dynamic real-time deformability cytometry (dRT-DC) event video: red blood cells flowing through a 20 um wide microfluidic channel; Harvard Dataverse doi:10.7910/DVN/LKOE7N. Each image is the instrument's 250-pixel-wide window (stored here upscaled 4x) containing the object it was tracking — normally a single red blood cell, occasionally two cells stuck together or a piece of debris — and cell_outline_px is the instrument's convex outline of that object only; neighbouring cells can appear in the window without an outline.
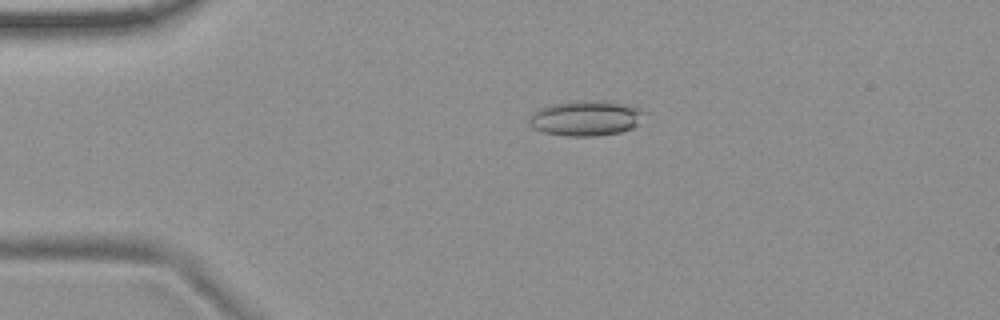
{"species": "common noctule bat (a hibernating species)", "species_latin": "Nyctalus noctula", "temperature_condition": "room temperature", "stored_images_in_passage": 54, "camera_frame_rate_fps": 3000, "um_per_image_px": 0.085, "animal": {"sex": "female", "body_mass_g": 19.9}, "frame": {"image": 1, "passage_image": 12, "time_ms": 3.667, "image_size_px": [1000, 320], "cell_outline_px": [[648, 112], [632, 128], [620, 132], [596, 136], [564, 136], [544, 132], [532, 128], [528, 124], [528, 116], [532, 112], [548, 104], [576, 100], [612, 100], [640, 108]], "centroid_in_image_um": [49.77, 10.02], "position_along_channel_um": 35.2, "area_um2": 24.28}}
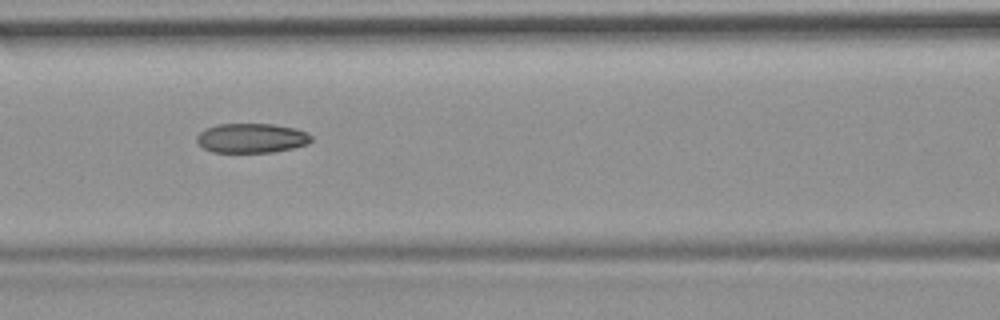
{"frame": {"image": 2, "passage_image": 24, "time_ms": 7.667, "image_size_px": [1000, 320], "cell_outline_px": [[312, 140], [308, 144], [292, 148], [272, 152], [212, 152], [204, 148], [196, 140], [196, 136], [200, 132], [216, 124], [272, 124], [296, 128], [308, 132], [312, 136]], "centroid_in_image_um": [21.41, 11.73], "position_along_channel_um": 145.2, "area_um2": 19.71}}
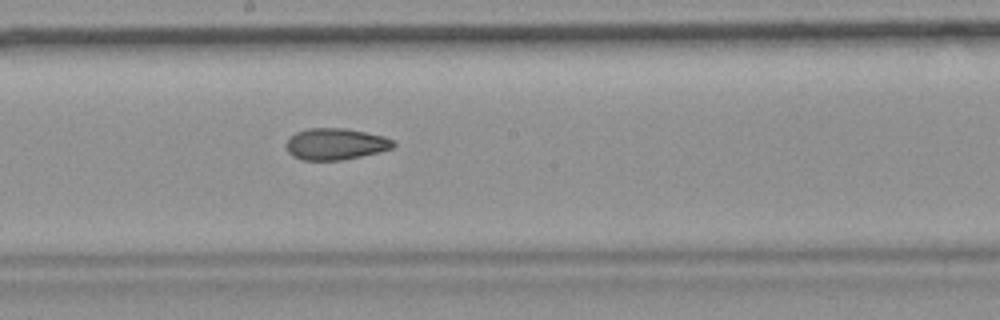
{"frame": {"image": 3, "passage_image": 30, "time_ms": 9.667, "image_size_px": [1000, 320], "cell_outline_px": [[396, 144], [392, 148], [380, 152], [344, 160], [304, 160], [292, 156], [288, 152], [284, 144], [296, 132], [308, 128], [344, 128], [384, 136], [392, 140]], "centroid_in_image_um": [28.51, 12.25], "position_along_channel_um": 219.7, "area_um2": 19.71}, "authors_computed_cell_mechanics": {"area_um2": 20.7213, "velocity_mm_per_s": 3.7398, "shape_relaxation_time_tau1_ms": null, "shape_relaxation_time_tau2_ms": 3.4525, "deformation_change_tau1": null, "deformation_change_tau2": 0.1033}}